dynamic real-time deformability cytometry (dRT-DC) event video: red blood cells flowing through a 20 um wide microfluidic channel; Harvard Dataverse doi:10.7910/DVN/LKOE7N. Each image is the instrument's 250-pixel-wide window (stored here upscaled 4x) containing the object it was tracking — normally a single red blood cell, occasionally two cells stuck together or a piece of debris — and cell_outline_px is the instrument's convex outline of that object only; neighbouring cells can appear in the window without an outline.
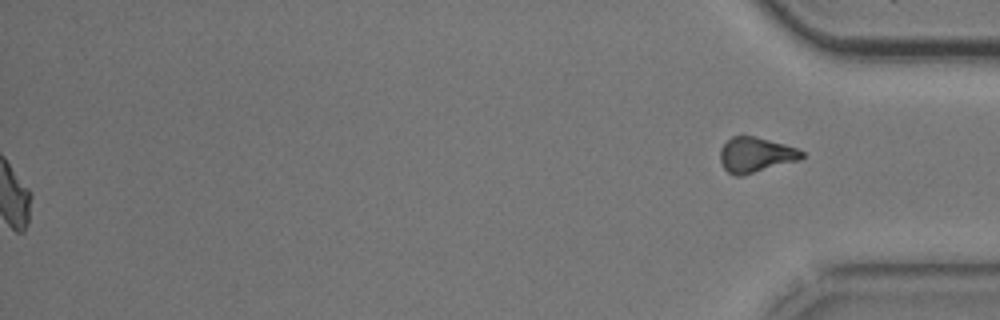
{"species": "common noctule bat (a hibernating species)", "species_latin": "Nyctalus noctula", "temperature_condition": "cold", "stored_images_in_passage": 44, "segment_of_instrument_passage": [2, 2], "camera_frame_rate_fps": 3000, "um_per_image_px": 0.085, "animal": {"sex": "male", "body_mass_g": 20.5, "forearm_length_mm": 52.5}, "frame": {"image": 1, "passage_image": 44, "time_ms": 14.333, "image_size_px": [1000, 320], "cell_outline_px": [[804, 156], [800, 160], [740, 176], [736, 176], [728, 172], [724, 168], [720, 160], [720, 148], [732, 136], [756, 136], [784, 144], [796, 148], [804, 152]], "centroid_in_image_um": [64.23, 13.15], "position_along_channel_um": 371.0, "area_um2": 16.65}}